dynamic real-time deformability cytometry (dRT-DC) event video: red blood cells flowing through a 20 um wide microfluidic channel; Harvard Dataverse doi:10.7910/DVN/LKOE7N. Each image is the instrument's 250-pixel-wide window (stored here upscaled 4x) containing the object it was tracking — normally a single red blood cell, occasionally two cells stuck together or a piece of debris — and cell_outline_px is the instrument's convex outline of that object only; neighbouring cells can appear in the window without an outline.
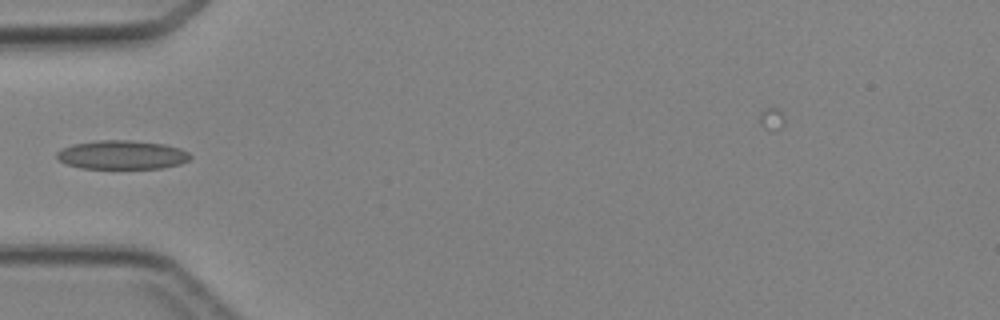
{"species": "Egyptian fruit bat (a non-hibernating species)", "species_latin": "Rousettus aegyptiacus", "temperature_condition": "cold", "stored_images_in_passage": 4, "camera_frame_rate_fps": 3000, "um_per_image_px": 0.085, "animal": {"sex": "female"}, "frame": {"image": 1, "passage_image": 4, "time_ms": 4.333, "image_size_px": [1000, 320], "cell_outline_px": [[192, 156], [188, 160], [180, 164], [160, 168], [80, 168], [68, 164], [60, 160], [56, 156], [56, 152], [72, 144], [96, 140], [128, 140], [164, 144], [180, 148], [188, 152]], "centroid_in_image_um": [10.37, 13.15], "position_along_channel_um": 74.6, "area_um2": 22.31}}